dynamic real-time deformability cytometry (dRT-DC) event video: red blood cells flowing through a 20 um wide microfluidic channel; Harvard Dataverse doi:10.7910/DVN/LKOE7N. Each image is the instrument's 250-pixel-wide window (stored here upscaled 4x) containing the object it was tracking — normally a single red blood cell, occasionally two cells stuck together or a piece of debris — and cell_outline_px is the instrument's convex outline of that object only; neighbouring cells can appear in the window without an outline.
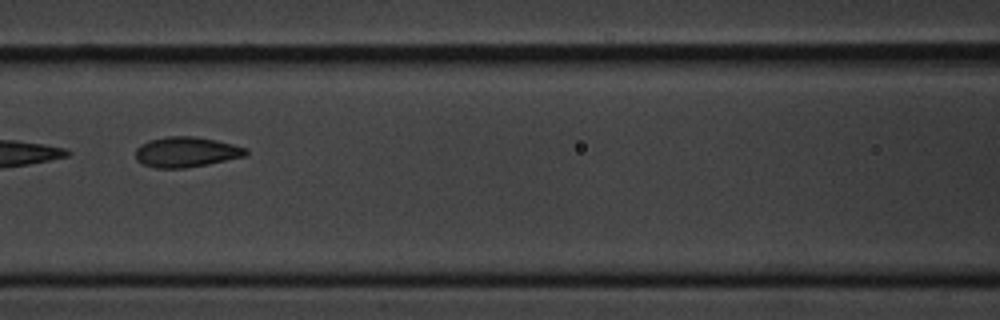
{"species": "common noctule bat (a hibernating species)", "species_latin": "Nyctalus noctula", "temperature_condition": "cold", "stored_images_in_passage": 7, "camera_frame_rate_fps": 3000, "um_per_image_px": 0.085, "animal": {"sex": "male", "body_mass_g": 20.1, "forearm_length_mm": 53.5}, "frame": {"image": 1, "passage_image": 7, "time_ms": 7.0, "image_size_px": [1000, 320], "cell_outline_px": [[248, 152], [244, 156], [208, 164], [184, 168], [156, 168], [144, 164], [136, 160], [136, 148], [140, 144], [148, 140], [168, 136], [196, 136], [216, 140], [248, 148]], "centroid_in_image_um": [15.81, 12.91], "position_along_channel_um": 150.8, "area_um2": 19.48}}